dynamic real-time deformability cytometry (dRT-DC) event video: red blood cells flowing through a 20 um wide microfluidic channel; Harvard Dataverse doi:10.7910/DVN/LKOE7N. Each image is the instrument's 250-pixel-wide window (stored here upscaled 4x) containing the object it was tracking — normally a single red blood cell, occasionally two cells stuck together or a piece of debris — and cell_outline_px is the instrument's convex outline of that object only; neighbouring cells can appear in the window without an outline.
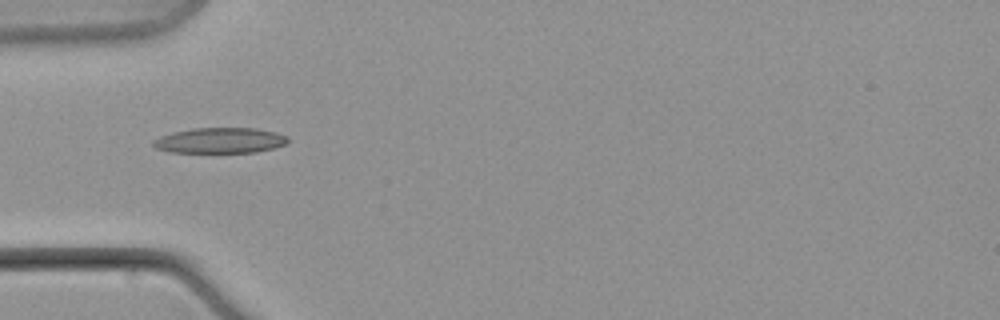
{"species": "common noctule bat (a hibernating species)", "species_latin": "Nyctalus noctula", "temperature_condition": "warm", "stored_images_in_passage": 9, "camera_frame_rate_fps": 3000, "um_per_image_px": 0.085, "animal": {"sex": "male", "body_mass_g": 21.5, "forearm_length_mm": 52.0}, "frame": {"image": 1, "passage_image": 7, "time_ms": 8.333, "image_size_px": [1000, 320], "cell_outline_px": [[288, 140], [284, 144], [272, 148], [256, 152], [168, 152], [156, 148], [152, 144], [152, 140], [160, 136], [172, 132], [192, 128], [256, 128], [276, 132], [288, 136]], "centroid_in_image_um": [18.67, 11.93], "position_along_channel_um": 66.3, "area_um2": 20.0}}
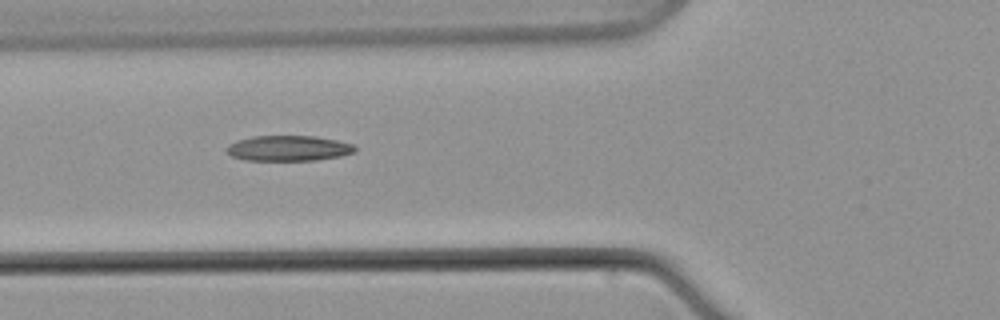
{"frame": {"image": 2, "passage_image": 8, "time_ms": 9.667, "image_size_px": [1000, 320], "cell_outline_px": [[356, 152], [340, 156], [316, 160], [248, 160], [232, 156], [224, 152], [224, 148], [228, 144], [236, 140], [252, 136], [316, 136], [336, 140], [352, 144], [356, 148]], "centroid_in_image_um": [24.47, 12.6], "position_along_channel_um": 101.3, "area_um2": 19.13}}